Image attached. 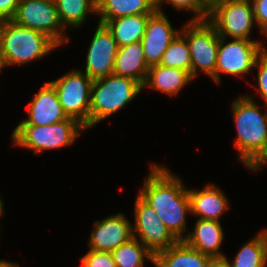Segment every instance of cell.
I'll return each mask as SVG.
<instances>
[{"instance_id": "1", "label": "cell", "mask_w": 267, "mask_h": 267, "mask_svg": "<svg viewBox=\"0 0 267 267\" xmlns=\"http://www.w3.org/2000/svg\"><path fill=\"white\" fill-rule=\"evenodd\" d=\"M149 168L138 196L155 210L172 235L183 241L186 238V216L191 214L188 188L165 166L150 163Z\"/></svg>"}, {"instance_id": "2", "label": "cell", "mask_w": 267, "mask_h": 267, "mask_svg": "<svg viewBox=\"0 0 267 267\" xmlns=\"http://www.w3.org/2000/svg\"><path fill=\"white\" fill-rule=\"evenodd\" d=\"M267 108V107H266ZM237 137L238 160L246 168L263 152L267 141V109L264 114L250 95H241L231 104Z\"/></svg>"}, {"instance_id": "3", "label": "cell", "mask_w": 267, "mask_h": 267, "mask_svg": "<svg viewBox=\"0 0 267 267\" xmlns=\"http://www.w3.org/2000/svg\"><path fill=\"white\" fill-rule=\"evenodd\" d=\"M59 46L45 33L12 20L0 22V50L6 67L42 59Z\"/></svg>"}, {"instance_id": "4", "label": "cell", "mask_w": 267, "mask_h": 267, "mask_svg": "<svg viewBox=\"0 0 267 267\" xmlns=\"http://www.w3.org/2000/svg\"><path fill=\"white\" fill-rule=\"evenodd\" d=\"M143 91L131 78L110 74L93 81L90 101V128L125 108Z\"/></svg>"}, {"instance_id": "5", "label": "cell", "mask_w": 267, "mask_h": 267, "mask_svg": "<svg viewBox=\"0 0 267 267\" xmlns=\"http://www.w3.org/2000/svg\"><path fill=\"white\" fill-rule=\"evenodd\" d=\"M83 130L86 128L72 118L51 125L18 124L12 131V142L39 154L74 144Z\"/></svg>"}, {"instance_id": "6", "label": "cell", "mask_w": 267, "mask_h": 267, "mask_svg": "<svg viewBox=\"0 0 267 267\" xmlns=\"http://www.w3.org/2000/svg\"><path fill=\"white\" fill-rule=\"evenodd\" d=\"M68 118L75 119L86 130L90 129V101L93 80L80 69L69 71L49 81Z\"/></svg>"}, {"instance_id": "7", "label": "cell", "mask_w": 267, "mask_h": 267, "mask_svg": "<svg viewBox=\"0 0 267 267\" xmlns=\"http://www.w3.org/2000/svg\"><path fill=\"white\" fill-rule=\"evenodd\" d=\"M180 33L188 42L191 54V77L195 79L199 72L212 78L215 75L217 52L220 36L207 21H187Z\"/></svg>"}, {"instance_id": "8", "label": "cell", "mask_w": 267, "mask_h": 267, "mask_svg": "<svg viewBox=\"0 0 267 267\" xmlns=\"http://www.w3.org/2000/svg\"><path fill=\"white\" fill-rule=\"evenodd\" d=\"M221 37L218 44L215 75L211 78L220 85L221 75L245 76L255 68L258 57L266 47L261 41Z\"/></svg>"}, {"instance_id": "9", "label": "cell", "mask_w": 267, "mask_h": 267, "mask_svg": "<svg viewBox=\"0 0 267 267\" xmlns=\"http://www.w3.org/2000/svg\"><path fill=\"white\" fill-rule=\"evenodd\" d=\"M12 21L45 33L59 47L70 41L59 20L54 0H21Z\"/></svg>"}, {"instance_id": "10", "label": "cell", "mask_w": 267, "mask_h": 267, "mask_svg": "<svg viewBox=\"0 0 267 267\" xmlns=\"http://www.w3.org/2000/svg\"><path fill=\"white\" fill-rule=\"evenodd\" d=\"M207 21L221 37L253 40L250 35L256 22L251 0H228L215 7Z\"/></svg>"}, {"instance_id": "11", "label": "cell", "mask_w": 267, "mask_h": 267, "mask_svg": "<svg viewBox=\"0 0 267 267\" xmlns=\"http://www.w3.org/2000/svg\"><path fill=\"white\" fill-rule=\"evenodd\" d=\"M133 238L139 240L153 254L175 245L178 240L167 229L155 210L138 195L134 204Z\"/></svg>"}, {"instance_id": "12", "label": "cell", "mask_w": 267, "mask_h": 267, "mask_svg": "<svg viewBox=\"0 0 267 267\" xmlns=\"http://www.w3.org/2000/svg\"><path fill=\"white\" fill-rule=\"evenodd\" d=\"M118 44L108 28L101 23L92 36L86 55L85 72L93 81L113 74Z\"/></svg>"}, {"instance_id": "13", "label": "cell", "mask_w": 267, "mask_h": 267, "mask_svg": "<svg viewBox=\"0 0 267 267\" xmlns=\"http://www.w3.org/2000/svg\"><path fill=\"white\" fill-rule=\"evenodd\" d=\"M132 237V223L119 212L94 221L88 247L89 250L112 252Z\"/></svg>"}, {"instance_id": "14", "label": "cell", "mask_w": 267, "mask_h": 267, "mask_svg": "<svg viewBox=\"0 0 267 267\" xmlns=\"http://www.w3.org/2000/svg\"><path fill=\"white\" fill-rule=\"evenodd\" d=\"M178 33L180 29L172 27L165 13L156 11L149 17L141 39L144 58L149 67L160 64L164 52Z\"/></svg>"}, {"instance_id": "15", "label": "cell", "mask_w": 267, "mask_h": 267, "mask_svg": "<svg viewBox=\"0 0 267 267\" xmlns=\"http://www.w3.org/2000/svg\"><path fill=\"white\" fill-rule=\"evenodd\" d=\"M26 107L28 117L18 124L51 125L67 120L55 88L49 83H44Z\"/></svg>"}, {"instance_id": "16", "label": "cell", "mask_w": 267, "mask_h": 267, "mask_svg": "<svg viewBox=\"0 0 267 267\" xmlns=\"http://www.w3.org/2000/svg\"><path fill=\"white\" fill-rule=\"evenodd\" d=\"M191 214L198 219L219 221L227 210L229 200L224 192L212 184L205 185L201 190H189Z\"/></svg>"}, {"instance_id": "17", "label": "cell", "mask_w": 267, "mask_h": 267, "mask_svg": "<svg viewBox=\"0 0 267 267\" xmlns=\"http://www.w3.org/2000/svg\"><path fill=\"white\" fill-rule=\"evenodd\" d=\"M185 235L186 238L183 241L189 247L212 258L226 256L221 253L224 232L220 221L197 218L194 230Z\"/></svg>"}, {"instance_id": "18", "label": "cell", "mask_w": 267, "mask_h": 267, "mask_svg": "<svg viewBox=\"0 0 267 267\" xmlns=\"http://www.w3.org/2000/svg\"><path fill=\"white\" fill-rule=\"evenodd\" d=\"M194 80L188 71L163 65L150 66L142 89L151 88L167 96H175L190 81Z\"/></svg>"}, {"instance_id": "19", "label": "cell", "mask_w": 267, "mask_h": 267, "mask_svg": "<svg viewBox=\"0 0 267 267\" xmlns=\"http://www.w3.org/2000/svg\"><path fill=\"white\" fill-rule=\"evenodd\" d=\"M148 69L141 41L118 48L113 74L134 79L143 85Z\"/></svg>"}, {"instance_id": "20", "label": "cell", "mask_w": 267, "mask_h": 267, "mask_svg": "<svg viewBox=\"0 0 267 267\" xmlns=\"http://www.w3.org/2000/svg\"><path fill=\"white\" fill-rule=\"evenodd\" d=\"M212 257L189 247L184 241L154 254L155 267H207Z\"/></svg>"}, {"instance_id": "21", "label": "cell", "mask_w": 267, "mask_h": 267, "mask_svg": "<svg viewBox=\"0 0 267 267\" xmlns=\"http://www.w3.org/2000/svg\"><path fill=\"white\" fill-rule=\"evenodd\" d=\"M99 22L137 14H153L156 0H96Z\"/></svg>"}, {"instance_id": "22", "label": "cell", "mask_w": 267, "mask_h": 267, "mask_svg": "<svg viewBox=\"0 0 267 267\" xmlns=\"http://www.w3.org/2000/svg\"><path fill=\"white\" fill-rule=\"evenodd\" d=\"M152 14H137L108 20L104 25L112 33L119 47L141 41Z\"/></svg>"}, {"instance_id": "23", "label": "cell", "mask_w": 267, "mask_h": 267, "mask_svg": "<svg viewBox=\"0 0 267 267\" xmlns=\"http://www.w3.org/2000/svg\"><path fill=\"white\" fill-rule=\"evenodd\" d=\"M230 267H266L267 265V230L262 229L252 239L242 245L234 255Z\"/></svg>"}, {"instance_id": "24", "label": "cell", "mask_w": 267, "mask_h": 267, "mask_svg": "<svg viewBox=\"0 0 267 267\" xmlns=\"http://www.w3.org/2000/svg\"><path fill=\"white\" fill-rule=\"evenodd\" d=\"M58 11V17L66 29L76 28L86 23L88 14L97 12L96 0H54Z\"/></svg>"}, {"instance_id": "25", "label": "cell", "mask_w": 267, "mask_h": 267, "mask_svg": "<svg viewBox=\"0 0 267 267\" xmlns=\"http://www.w3.org/2000/svg\"><path fill=\"white\" fill-rule=\"evenodd\" d=\"M111 253L116 267H145L147 259L154 263V254L133 237Z\"/></svg>"}, {"instance_id": "26", "label": "cell", "mask_w": 267, "mask_h": 267, "mask_svg": "<svg viewBox=\"0 0 267 267\" xmlns=\"http://www.w3.org/2000/svg\"><path fill=\"white\" fill-rule=\"evenodd\" d=\"M191 61L188 42L181 33H178L164 52L160 65L179 68L191 75Z\"/></svg>"}, {"instance_id": "27", "label": "cell", "mask_w": 267, "mask_h": 267, "mask_svg": "<svg viewBox=\"0 0 267 267\" xmlns=\"http://www.w3.org/2000/svg\"><path fill=\"white\" fill-rule=\"evenodd\" d=\"M163 3L172 5L175 10H188L189 13L192 12L195 14L193 15V18L189 19V21L207 20L209 15V13L202 7L199 0H156L157 11L165 13L161 7L164 5Z\"/></svg>"}, {"instance_id": "28", "label": "cell", "mask_w": 267, "mask_h": 267, "mask_svg": "<svg viewBox=\"0 0 267 267\" xmlns=\"http://www.w3.org/2000/svg\"><path fill=\"white\" fill-rule=\"evenodd\" d=\"M82 267H116L111 252L89 250L80 258Z\"/></svg>"}, {"instance_id": "29", "label": "cell", "mask_w": 267, "mask_h": 267, "mask_svg": "<svg viewBox=\"0 0 267 267\" xmlns=\"http://www.w3.org/2000/svg\"><path fill=\"white\" fill-rule=\"evenodd\" d=\"M255 68L257 70V77L255 76L254 78L257 79L258 84L256 90L267 106V49L258 57Z\"/></svg>"}, {"instance_id": "30", "label": "cell", "mask_w": 267, "mask_h": 267, "mask_svg": "<svg viewBox=\"0 0 267 267\" xmlns=\"http://www.w3.org/2000/svg\"><path fill=\"white\" fill-rule=\"evenodd\" d=\"M254 18L260 33L267 37V0H251Z\"/></svg>"}, {"instance_id": "31", "label": "cell", "mask_w": 267, "mask_h": 267, "mask_svg": "<svg viewBox=\"0 0 267 267\" xmlns=\"http://www.w3.org/2000/svg\"><path fill=\"white\" fill-rule=\"evenodd\" d=\"M21 0H0V22L12 20Z\"/></svg>"}, {"instance_id": "32", "label": "cell", "mask_w": 267, "mask_h": 267, "mask_svg": "<svg viewBox=\"0 0 267 267\" xmlns=\"http://www.w3.org/2000/svg\"><path fill=\"white\" fill-rule=\"evenodd\" d=\"M267 164V141L263 152L247 167L250 171L258 172L259 168H262Z\"/></svg>"}, {"instance_id": "33", "label": "cell", "mask_w": 267, "mask_h": 267, "mask_svg": "<svg viewBox=\"0 0 267 267\" xmlns=\"http://www.w3.org/2000/svg\"><path fill=\"white\" fill-rule=\"evenodd\" d=\"M207 267H230L228 258L225 257H213L209 260Z\"/></svg>"}, {"instance_id": "34", "label": "cell", "mask_w": 267, "mask_h": 267, "mask_svg": "<svg viewBox=\"0 0 267 267\" xmlns=\"http://www.w3.org/2000/svg\"><path fill=\"white\" fill-rule=\"evenodd\" d=\"M202 7L208 12L210 13L215 7H217L218 5L223 4L224 2L228 1V0H199Z\"/></svg>"}, {"instance_id": "35", "label": "cell", "mask_w": 267, "mask_h": 267, "mask_svg": "<svg viewBox=\"0 0 267 267\" xmlns=\"http://www.w3.org/2000/svg\"><path fill=\"white\" fill-rule=\"evenodd\" d=\"M0 267H19L18 263L0 259Z\"/></svg>"}, {"instance_id": "36", "label": "cell", "mask_w": 267, "mask_h": 267, "mask_svg": "<svg viewBox=\"0 0 267 267\" xmlns=\"http://www.w3.org/2000/svg\"><path fill=\"white\" fill-rule=\"evenodd\" d=\"M5 67H6V64H5L3 55H2L1 50H0V73L2 72V69H4Z\"/></svg>"}, {"instance_id": "37", "label": "cell", "mask_w": 267, "mask_h": 267, "mask_svg": "<svg viewBox=\"0 0 267 267\" xmlns=\"http://www.w3.org/2000/svg\"><path fill=\"white\" fill-rule=\"evenodd\" d=\"M4 202L2 201V199H1V197H0V217H2L3 215H4V209H5V207H4Z\"/></svg>"}]
</instances>
